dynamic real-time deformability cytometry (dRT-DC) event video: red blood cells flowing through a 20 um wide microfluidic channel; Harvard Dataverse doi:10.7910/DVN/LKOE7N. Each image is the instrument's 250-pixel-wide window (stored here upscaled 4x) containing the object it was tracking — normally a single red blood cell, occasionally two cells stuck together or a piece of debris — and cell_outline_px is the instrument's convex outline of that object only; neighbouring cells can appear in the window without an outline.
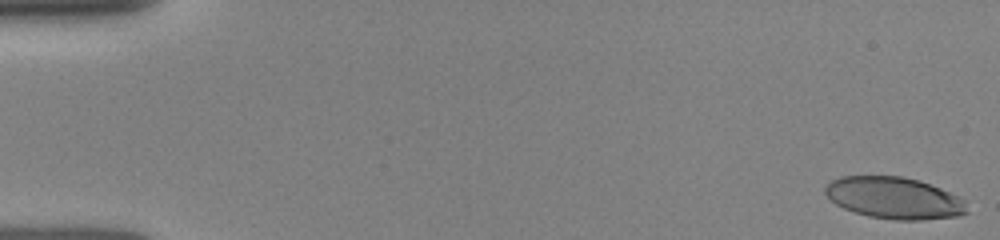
{"species": "human", "species_latin": "Homo sapiens", "temperature_condition": "room temperature", "stored_images_in_passage": 18, "camera_frame_rate_fps": 3000, "um_per_image_px": 0.085, "donor": {"sex": "female"}, "frame": {"image": 1, "passage_image": 1, "time_ms": 0.0, "image_size_px": [1000, 240], "cell_outline_px": [[968, 212], [960, 216], [920, 220], [896, 220], [868, 216], [844, 208], [836, 204], [824, 192], [824, 188], [832, 180], [840, 176], [904, 176], [920, 180], [940, 188], [964, 200]], "centroid_in_image_um": [76.01, 16.82], "position_along_channel_um": 9.0, "area_um2": 34.39}}
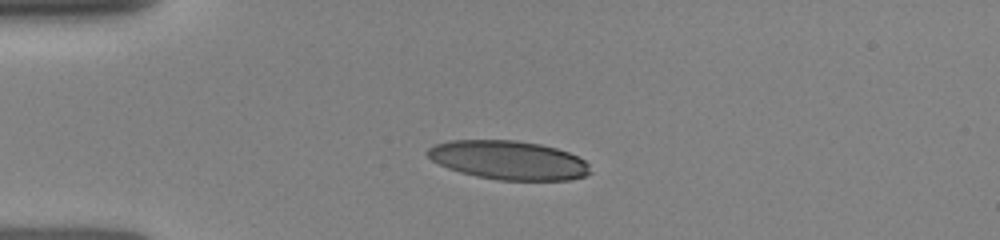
{"frame": {"image": 2, "passage_image": 13, "time_ms": 3.667, "image_size_px": [1000, 240], "cell_outline_px": [[592, 172], [584, 176], [572, 180], [496, 180], [476, 176], [460, 172], [448, 168], [432, 160], [424, 152], [428, 148], [436, 144], [452, 140], [516, 140], [540, 144], [556, 148], [568, 152], [584, 160], [588, 164]], "centroid_in_image_um": [43.22, 13.61], "position_along_channel_um": 41.8, "area_um2": 36.88}}